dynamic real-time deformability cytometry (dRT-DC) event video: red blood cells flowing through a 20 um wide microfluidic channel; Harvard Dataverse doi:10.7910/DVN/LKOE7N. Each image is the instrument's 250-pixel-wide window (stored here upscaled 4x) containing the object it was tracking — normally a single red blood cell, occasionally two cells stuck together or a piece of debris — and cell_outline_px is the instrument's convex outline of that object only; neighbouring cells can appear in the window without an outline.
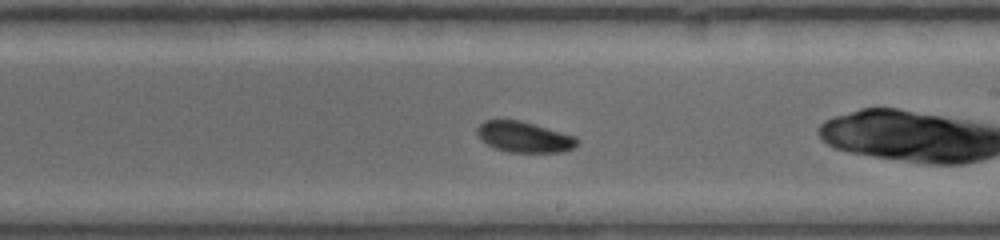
{"species": "common noctule bat (a hibernating species)", "species_latin": "Nyctalus noctula", "temperature_condition": "warm", "stored_images_in_passage": 28, "camera_frame_rate_fps": 4500, "um_per_image_px": 0.085, "animal": {"sex": "female", "body_mass_g": 19.0, "forearm_length_mm": 53.3}, "frame": {"image": 1, "passage_image": 13, "time_ms": 5.333, "image_size_px": [1000, 240], "cell_outline_px": [[580, 140], [572, 148], [564, 152], [508, 152], [492, 148], [476, 132], [476, 128], [484, 120], [520, 120], [576, 136]], "centroid_in_image_um": [44.56, 11.65], "position_along_channel_um": 244.4, "area_um2": 17.86}}
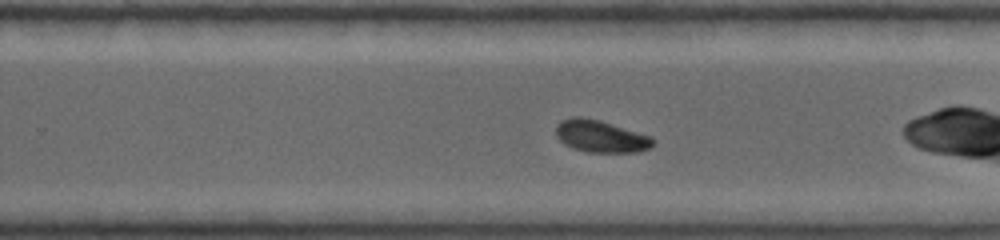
{"frame": {"image": 2, "passage_image": 16, "time_ms": 6.222, "image_size_px": [1000, 240], "cell_outline_px": [[656, 140], [648, 148], [640, 152], [588, 152], [572, 148], [564, 144], [556, 136], [556, 124], [560, 120], [572, 116], [580, 116], [600, 120], [652, 136]], "centroid_in_image_um": [51.04, 11.57], "position_along_channel_um": 278.8, "area_um2": 18.38}, "authors_computed_cell_mechanics": {"area_um2": 18.1203, "velocity_mm_per_s": 3.8714, "shape_relaxation_time_tau1_ms": 4.0077, "shape_relaxation_time_tau2_ms": null, "deformation_change_tau1": 0.0917, "deformation_change_tau2": null}}